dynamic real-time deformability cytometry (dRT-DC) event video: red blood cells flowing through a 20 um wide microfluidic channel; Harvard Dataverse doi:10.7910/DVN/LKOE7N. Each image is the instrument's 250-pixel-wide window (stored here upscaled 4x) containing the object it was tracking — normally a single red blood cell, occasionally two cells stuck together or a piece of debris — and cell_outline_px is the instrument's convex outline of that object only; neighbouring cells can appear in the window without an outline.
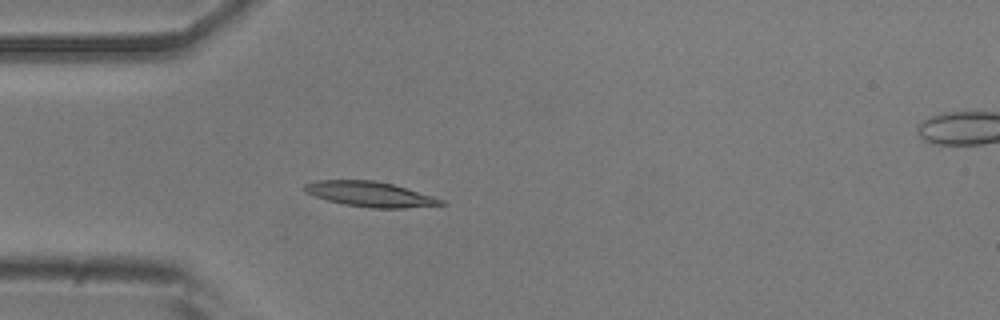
{"species": "common noctule bat (a hibernating species)", "species_latin": "Nyctalus noctula", "temperature_condition": "room temperature", "stored_images_in_passage": 43, "camera_frame_rate_fps": 3000, "um_per_image_px": 0.085, "animal": {"sex": "male", "body_mass_g": 20.5, "forearm_length_mm": 52.5}, "frame": {"image": 1, "passage_image": 5, "time_ms": 1.333, "image_size_px": [1000, 320], "cell_outline_px": [[448, 204], [404, 208], [372, 208], [344, 204], [328, 200], [304, 192], [300, 188], [304, 184], [316, 180], [372, 180], [392, 184], [432, 196], [444, 200]], "centroid_in_image_um": [31.41, 16.5], "position_along_channel_um": 53.6, "area_um2": 19.88}}
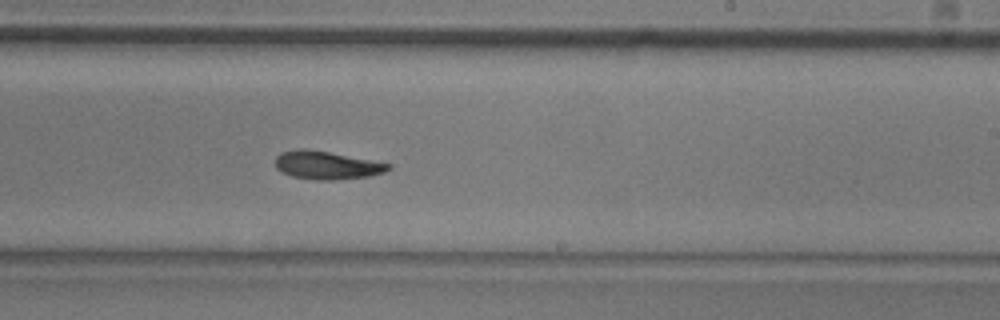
{"frame": {"image": 2, "passage_image": 22, "time_ms": 7.0, "image_size_px": [1000, 320], "cell_outline_px": [[392, 168], [384, 172], [368, 176], [332, 180], [316, 180], [292, 176], [280, 172], [276, 168], [276, 156], [280, 152], [300, 148], [304, 148], [328, 152], [392, 164]], "centroid_in_image_um": [27.74, 14.04], "position_along_channel_um": 261.3, "area_um2": 18.44}}
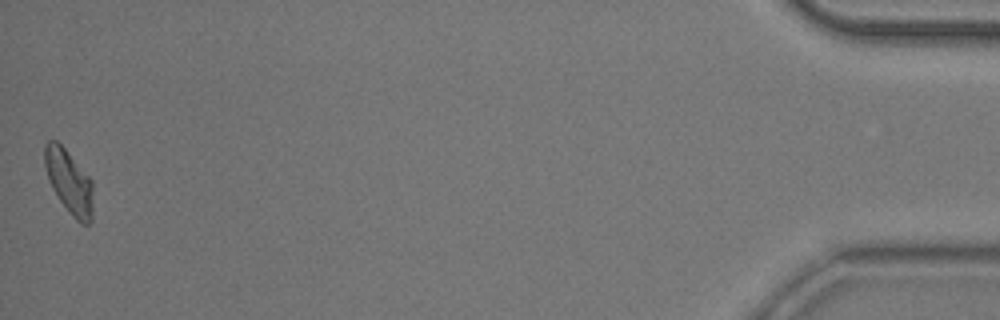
{"frame": {"image": 3, "passage_image": 43, "time_ms": 14.0, "image_size_px": [1000, 320], "cell_outline_px": [[92, 220], [88, 224], [80, 224], [72, 216], [60, 200], [52, 188], [44, 164], [44, 144], [48, 140], [56, 140], [64, 148], [92, 180]], "centroid_in_image_um": [5.87, 15.45], "position_along_channel_um": 429.3, "area_um2": 17.8}, "authors_computed_cell_mechanics": {"area_um2": 18.3226, "velocity_mm_per_s": 3.7816, "shape_relaxation_time_tau1_ms": 4.8768, "shape_relaxation_time_tau2_ms": 7.808, "deformation_change_tau1": 0.1828, "deformation_change_tau2": 0.1233}}